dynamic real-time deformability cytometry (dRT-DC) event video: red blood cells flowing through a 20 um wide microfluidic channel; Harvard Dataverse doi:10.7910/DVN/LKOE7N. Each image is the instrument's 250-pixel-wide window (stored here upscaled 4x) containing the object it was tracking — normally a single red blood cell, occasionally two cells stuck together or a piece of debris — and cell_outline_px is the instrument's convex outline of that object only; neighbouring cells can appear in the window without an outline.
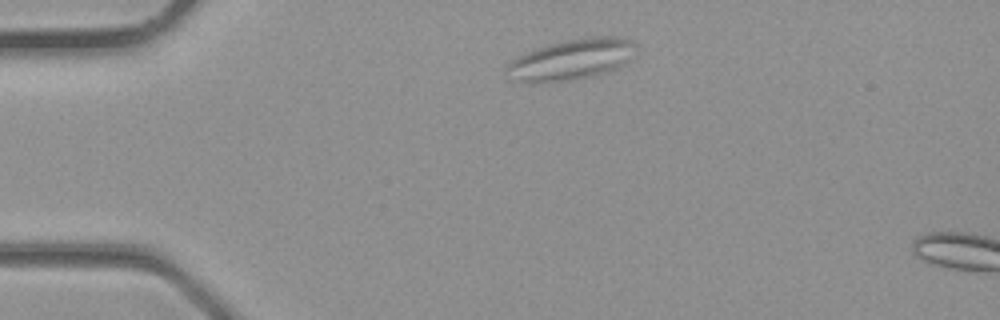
{"species": "common noctule bat (a hibernating species)", "species_latin": "Nyctalus noctula", "temperature_condition": "room temperature", "stored_images_in_passage": 2, "camera_frame_rate_fps": 3000, "um_per_image_px": 0.085, "animal": {"sex": "male", "body_mass_g": 23.1, "forearm_length_mm": 52.7}, "frame": {"image": 1, "passage_image": 1, "time_ms": 0.0, "image_size_px": [1000, 320], "cell_outline_px": [[636, 44], [628, 60], [604, 72], [572, 80], [532, 84], [528, 84], [504, 72], [504, 68], [512, 60], [528, 52], [564, 40], [588, 36], [616, 36], [628, 40]], "centroid_in_image_um": [48.52, 5.06], "position_along_channel_um": 36.5, "area_um2": 29.94}}